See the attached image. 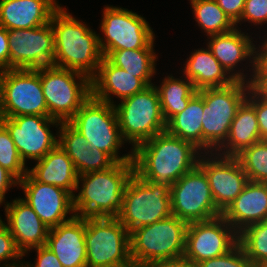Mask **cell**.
Returning a JSON list of instances; mask_svg holds the SVG:
<instances>
[{"label": "cell", "instance_id": "16", "mask_svg": "<svg viewBox=\"0 0 267 267\" xmlns=\"http://www.w3.org/2000/svg\"><path fill=\"white\" fill-rule=\"evenodd\" d=\"M9 69L53 66L54 32L51 23L35 28L8 30Z\"/></svg>", "mask_w": 267, "mask_h": 267}, {"label": "cell", "instance_id": "48", "mask_svg": "<svg viewBox=\"0 0 267 267\" xmlns=\"http://www.w3.org/2000/svg\"><path fill=\"white\" fill-rule=\"evenodd\" d=\"M0 267H30L29 265V262L28 261H24V260H21L17 263H14V264H10V265H7V266H0Z\"/></svg>", "mask_w": 267, "mask_h": 267}, {"label": "cell", "instance_id": "39", "mask_svg": "<svg viewBox=\"0 0 267 267\" xmlns=\"http://www.w3.org/2000/svg\"><path fill=\"white\" fill-rule=\"evenodd\" d=\"M246 100L255 108L261 140H267V99L252 87Z\"/></svg>", "mask_w": 267, "mask_h": 267}, {"label": "cell", "instance_id": "1", "mask_svg": "<svg viewBox=\"0 0 267 267\" xmlns=\"http://www.w3.org/2000/svg\"><path fill=\"white\" fill-rule=\"evenodd\" d=\"M201 154L192 143L164 131L133 150L134 174L171 186L198 164Z\"/></svg>", "mask_w": 267, "mask_h": 267}, {"label": "cell", "instance_id": "34", "mask_svg": "<svg viewBox=\"0 0 267 267\" xmlns=\"http://www.w3.org/2000/svg\"><path fill=\"white\" fill-rule=\"evenodd\" d=\"M249 181L267 183V140L244 148L235 156Z\"/></svg>", "mask_w": 267, "mask_h": 267}, {"label": "cell", "instance_id": "31", "mask_svg": "<svg viewBox=\"0 0 267 267\" xmlns=\"http://www.w3.org/2000/svg\"><path fill=\"white\" fill-rule=\"evenodd\" d=\"M189 1L194 19L206 36L227 33L236 27L215 0Z\"/></svg>", "mask_w": 267, "mask_h": 267}, {"label": "cell", "instance_id": "8", "mask_svg": "<svg viewBox=\"0 0 267 267\" xmlns=\"http://www.w3.org/2000/svg\"><path fill=\"white\" fill-rule=\"evenodd\" d=\"M188 223L176 216L142 226L130 233L132 262L148 264L183 257Z\"/></svg>", "mask_w": 267, "mask_h": 267}, {"label": "cell", "instance_id": "43", "mask_svg": "<svg viewBox=\"0 0 267 267\" xmlns=\"http://www.w3.org/2000/svg\"><path fill=\"white\" fill-rule=\"evenodd\" d=\"M18 182L19 181L10 172L0 165V205H5L7 203V201L5 202V195L10 188L15 186L18 189Z\"/></svg>", "mask_w": 267, "mask_h": 267}, {"label": "cell", "instance_id": "30", "mask_svg": "<svg viewBox=\"0 0 267 267\" xmlns=\"http://www.w3.org/2000/svg\"><path fill=\"white\" fill-rule=\"evenodd\" d=\"M180 78H175L170 74L162 79L159 86L155 85L166 123L176 114L184 111L190 99L198 92L190 80L182 76Z\"/></svg>", "mask_w": 267, "mask_h": 267}, {"label": "cell", "instance_id": "28", "mask_svg": "<svg viewBox=\"0 0 267 267\" xmlns=\"http://www.w3.org/2000/svg\"><path fill=\"white\" fill-rule=\"evenodd\" d=\"M204 100L197 92L186 109L176 114L166 125V131L175 137L192 143L202 152V115Z\"/></svg>", "mask_w": 267, "mask_h": 267}, {"label": "cell", "instance_id": "2", "mask_svg": "<svg viewBox=\"0 0 267 267\" xmlns=\"http://www.w3.org/2000/svg\"><path fill=\"white\" fill-rule=\"evenodd\" d=\"M50 23L55 42L53 66L76 71L92 79L104 57L98 33L62 6L52 14Z\"/></svg>", "mask_w": 267, "mask_h": 267}, {"label": "cell", "instance_id": "36", "mask_svg": "<svg viewBox=\"0 0 267 267\" xmlns=\"http://www.w3.org/2000/svg\"><path fill=\"white\" fill-rule=\"evenodd\" d=\"M195 267H253V265L238 243L226 254L199 262Z\"/></svg>", "mask_w": 267, "mask_h": 267}, {"label": "cell", "instance_id": "50", "mask_svg": "<svg viewBox=\"0 0 267 267\" xmlns=\"http://www.w3.org/2000/svg\"><path fill=\"white\" fill-rule=\"evenodd\" d=\"M258 62H264L267 65V53H258Z\"/></svg>", "mask_w": 267, "mask_h": 267}, {"label": "cell", "instance_id": "15", "mask_svg": "<svg viewBox=\"0 0 267 267\" xmlns=\"http://www.w3.org/2000/svg\"><path fill=\"white\" fill-rule=\"evenodd\" d=\"M60 124L56 119L40 115L5 117L3 121L25 164L43 158L58 145V132L53 134L50 127L59 128Z\"/></svg>", "mask_w": 267, "mask_h": 267}, {"label": "cell", "instance_id": "6", "mask_svg": "<svg viewBox=\"0 0 267 267\" xmlns=\"http://www.w3.org/2000/svg\"><path fill=\"white\" fill-rule=\"evenodd\" d=\"M121 136L134 150L139 144L166 131L160 97L154 85L114 105Z\"/></svg>", "mask_w": 267, "mask_h": 267}, {"label": "cell", "instance_id": "35", "mask_svg": "<svg viewBox=\"0 0 267 267\" xmlns=\"http://www.w3.org/2000/svg\"><path fill=\"white\" fill-rule=\"evenodd\" d=\"M0 165L20 181L28 171L7 128L0 126Z\"/></svg>", "mask_w": 267, "mask_h": 267}, {"label": "cell", "instance_id": "32", "mask_svg": "<svg viewBox=\"0 0 267 267\" xmlns=\"http://www.w3.org/2000/svg\"><path fill=\"white\" fill-rule=\"evenodd\" d=\"M238 243L253 267H267V220L244 228L238 233Z\"/></svg>", "mask_w": 267, "mask_h": 267}, {"label": "cell", "instance_id": "3", "mask_svg": "<svg viewBox=\"0 0 267 267\" xmlns=\"http://www.w3.org/2000/svg\"><path fill=\"white\" fill-rule=\"evenodd\" d=\"M133 173L134 162L125 161L116 162L107 170L79 175L75 190L79 193L73 196L75 215L84 218L118 217L126 184Z\"/></svg>", "mask_w": 267, "mask_h": 267}, {"label": "cell", "instance_id": "41", "mask_svg": "<svg viewBox=\"0 0 267 267\" xmlns=\"http://www.w3.org/2000/svg\"><path fill=\"white\" fill-rule=\"evenodd\" d=\"M31 250L36 251L37 258H35L33 264L30 261V267H63L56 255L46 245L30 249L24 254V257Z\"/></svg>", "mask_w": 267, "mask_h": 267}, {"label": "cell", "instance_id": "26", "mask_svg": "<svg viewBox=\"0 0 267 267\" xmlns=\"http://www.w3.org/2000/svg\"><path fill=\"white\" fill-rule=\"evenodd\" d=\"M184 64L183 76L190 80L195 89L224 87L236 80L223 68L207 47L191 52Z\"/></svg>", "mask_w": 267, "mask_h": 267}, {"label": "cell", "instance_id": "5", "mask_svg": "<svg viewBox=\"0 0 267 267\" xmlns=\"http://www.w3.org/2000/svg\"><path fill=\"white\" fill-rule=\"evenodd\" d=\"M69 123L85 137L90 149L97 147L115 162L133 161V150L120 155L119 150L126 142L120 133L114 105L91 95Z\"/></svg>", "mask_w": 267, "mask_h": 267}, {"label": "cell", "instance_id": "17", "mask_svg": "<svg viewBox=\"0 0 267 267\" xmlns=\"http://www.w3.org/2000/svg\"><path fill=\"white\" fill-rule=\"evenodd\" d=\"M241 31L239 27H235L227 33L209 36L207 37L209 40L207 39L206 45L213 56L235 80L253 84L258 65V47L253 43L254 38L251 35H248L246 31ZM244 61L247 62L245 63V70L249 67L250 75L243 69L244 64L242 62ZM246 64H248L247 67ZM238 65L243 67L241 68L242 70Z\"/></svg>", "mask_w": 267, "mask_h": 267}, {"label": "cell", "instance_id": "42", "mask_svg": "<svg viewBox=\"0 0 267 267\" xmlns=\"http://www.w3.org/2000/svg\"><path fill=\"white\" fill-rule=\"evenodd\" d=\"M225 14L236 24L244 9L245 0H215Z\"/></svg>", "mask_w": 267, "mask_h": 267}, {"label": "cell", "instance_id": "24", "mask_svg": "<svg viewBox=\"0 0 267 267\" xmlns=\"http://www.w3.org/2000/svg\"><path fill=\"white\" fill-rule=\"evenodd\" d=\"M59 7L56 0H0V26L13 30L46 25Z\"/></svg>", "mask_w": 267, "mask_h": 267}, {"label": "cell", "instance_id": "37", "mask_svg": "<svg viewBox=\"0 0 267 267\" xmlns=\"http://www.w3.org/2000/svg\"><path fill=\"white\" fill-rule=\"evenodd\" d=\"M1 218L2 217H0V266H7L21 261L24 255L17 248L10 230L7 228L5 221Z\"/></svg>", "mask_w": 267, "mask_h": 267}, {"label": "cell", "instance_id": "11", "mask_svg": "<svg viewBox=\"0 0 267 267\" xmlns=\"http://www.w3.org/2000/svg\"><path fill=\"white\" fill-rule=\"evenodd\" d=\"M100 31L99 45L103 55L107 51L135 50L155 47V34L147 20L132 10L123 7L105 6Z\"/></svg>", "mask_w": 267, "mask_h": 267}, {"label": "cell", "instance_id": "10", "mask_svg": "<svg viewBox=\"0 0 267 267\" xmlns=\"http://www.w3.org/2000/svg\"><path fill=\"white\" fill-rule=\"evenodd\" d=\"M40 79L48 116L60 122H69L91 96V79L79 72L46 66Z\"/></svg>", "mask_w": 267, "mask_h": 267}, {"label": "cell", "instance_id": "12", "mask_svg": "<svg viewBox=\"0 0 267 267\" xmlns=\"http://www.w3.org/2000/svg\"><path fill=\"white\" fill-rule=\"evenodd\" d=\"M171 213L186 223L207 221L221 215L208 178L197 164L170 186Z\"/></svg>", "mask_w": 267, "mask_h": 267}, {"label": "cell", "instance_id": "46", "mask_svg": "<svg viewBox=\"0 0 267 267\" xmlns=\"http://www.w3.org/2000/svg\"><path fill=\"white\" fill-rule=\"evenodd\" d=\"M147 265L148 267H194L184 256L175 259L158 260Z\"/></svg>", "mask_w": 267, "mask_h": 267}, {"label": "cell", "instance_id": "19", "mask_svg": "<svg viewBox=\"0 0 267 267\" xmlns=\"http://www.w3.org/2000/svg\"><path fill=\"white\" fill-rule=\"evenodd\" d=\"M18 187L25 194L22 199L49 228L56 227L75 216L73 195L67 190L38 182L28 172L18 182Z\"/></svg>", "mask_w": 267, "mask_h": 267}, {"label": "cell", "instance_id": "21", "mask_svg": "<svg viewBox=\"0 0 267 267\" xmlns=\"http://www.w3.org/2000/svg\"><path fill=\"white\" fill-rule=\"evenodd\" d=\"M46 246L63 267H87L85 218L75 215L72 219L50 228Z\"/></svg>", "mask_w": 267, "mask_h": 267}, {"label": "cell", "instance_id": "29", "mask_svg": "<svg viewBox=\"0 0 267 267\" xmlns=\"http://www.w3.org/2000/svg\"><path fill=\"white\" fill-rule=\"evenodd\" d=\"M157 55L154 48H143L107 51L103 56L113 65L133 74L134 77L140 78L147 86H151L154 85L152 78L156 75L157 70Z\"/></svg>", "mask_w": 267, "mask_h": 267}, {"label": "cell", "instance_id": "7", "mask_svg": "<svg viewBox=\"0 0 267 267\" xmlns=\"http://www.w3.org/2000/svg\"><path fill=\"white\" fill-rule=\"evenodd\" d=\"M171 215L170 185L139 179L133 173L126 184L123 207L117 217L127 231L131 233Z\"/></svg>", "mask_w": 267, "mask_h": 267}, {"label": "cell", "instance_id": "13", "mask_svg": "<svg viewBox=\"0 0 267 267\" xmlns=\"http://www.w3.org/2000/svg\"><path fill=\"white\" fill-rule=\"evenodd\" d=\"M0 86L5 117L48 116L40 68L0 71Z\"/></svg>", "mask_w": 267, "mask_h": 267}, {"label": "cell", "instance_id": "40", "mask_svg": "<svg viewBox=\"0 0 267 267\" xmlns=\"http://www.w3.org/2000/svg\"><path fill=\"white\" fill-rule=\"evenodd\" d=\"M116 162L105 152L95 149H86L84 161V174L92 171L107 170L112 167Z\"/></svg>", "mask_w": 267, "mask_h": 267}, {"label": "cell", "instance_id": "9", "mask_svg": "<svg viewBox=\"0 0 267 267\" xmlns=\"http://www.w3.org/2000/svg\"><path fill=\"white\" fill-rule=\"evenodd\" d=\"M87 267H122L132 262L130 233L117 217L85 218Z\"/></svg>", "mask_w": 267, "mask_h": 267}, {"label": "cell", "instance_id": "33", "mask_svg": "<svg viewBox=\"0 0 267 267\" xmlns=\"http://www.w3.org/2000/svg\"><path fill=\"white\" fill-rule=\"evenodd\" d=\"M57 130L58 145L72 159L78 175L84 174L86 149L90 148L88 141L69 122H61Z\"/></svg>", "mask_w": 267, "mask_h": 267}, {"label": "cell", "instance_id": "25", "mask_svg": "<svg viewBox=\"0 0 267 267\" xmlns=\"http://www.w3.org/2000/svg\"><path fill=\"white\" fill-rule=\"evenodd\" d=\"M36 162L27 171L36 181L61 187L74 196L79 175L72 159L59 145Z\"/></svg>", "mask_w": 267, "mask_h": 267}, {"label": "cell", "instance_id": "22", "mask_svg": "<svg viewBox=\"0 0 267 267\" xmlns=\"http://www.w3.org/2000/svg\"><path fill=\"white\" fill-rule=\"evenodd\" d=\"M146 87L140 78L113 65L106 57H103L97 73L91 79V95L111 105L117 104L112 96L123 100L142 92Z\"/></svg>", "mask_w": 267, "mask_h": 267}, {"label": "cell", "instance_id": "18", "mask_svg": "<svg viewBox=\"0 0 267 267\" xmlns=\"http://www.w3.org/2000/svg\"><path fill=\"white\" fill-rule=\"evenodd\" d=\"M198 165L204 170L216 207L223 212L249 181L239 160L233 156L202 153Z\"/></svg>", "mask_w": 267, "mask_h": 267}, {"label": "cell", "instance_id": "51", "mask_svg": "<svg viewBox=\"0 0 267 267\" xmlns=\"http://www.w3.org/2000/svg\"><path fill=\"white\" fill-rule=\"evenodd\" d=\"M122 267H148V265L147 264L131 262L130 264L122 266Z\"/></svg>", "mask_w": 267, "mask_h": 267}, {"label": "cell", "instance_id": "45", "mask_svg": "<svg viewBox=\"0 0 267 267\" xmlns=\"http://www.w3.org/2000/svg\"><path fill=\"white\" fill-rule=\"evenodd\" d=\"M9 69L8 30L0 26V71Z\"/></svg>", "mask_w": 267, "mask_h": 267}, {"label": "cell", "instance_id": "38", "mask_svg": "<svg viewBox=\"0 0 267 267\" xmlns=\"http://www.w3.org/2000/svg\"><path fill=\"white\" fill-rule=\"evenodd\" d=\"M243 21L255 26L260 25V28L267 24V0H245L241 19L235 26L238 28V24L241 25Z\"/></svg>", "mask_w": 267, "mask_h": 267}, {"label": "cell", "instance_id": "4", "mask_svg": "<svg viewBox=\"0 0 267 267\" xmlns=\"http://www.w3.org/2000/svg\"><path fill=\"white\" fill-rule=\"evenodd\" d=\"M252 87L248 82L236 80L228 86L198 90L204 100L202 153H213L225 142L237 110Z\"/></svg>", "mask_w": 267, "mask_h": 267}, {"label": "cell", "instance_id": "23", "mask_svg": "<svg viewBox=\"0 0 267 267\" xmlns=\"http://www.w3.org/2000/svg\"><path fill=\"white\" fill-rule=\"evenodd\" d=\"M221 216L237 233L250 224L267 220V183L248 181Z\"/></svg>", "mask_w": 267, "mask_h": 267}, {"label": "cell", "instance_id": "47", "mask_svg": "<svg viewBox=\"0 0 267 267\" xmlns=\"http://www.w3.org/2000/svg\"><path fill=\"white\" fill-rule=\"evenodd\" d=\"M267 35V33H266ZM265 40L261 39L262 42H260V44L262 45H259L258 44V53H267V36L265 37V35L263 36Z\"/></svg>", "mask_w": 267, "mask_h": 267}, {"label": "cell", "instance_id": "20", "mask_svg": "<svg viewBox=\"0 0 267 267\" xmlns=\"http://www.w3.org/2000/svg\"><path fill=\"white\" fill-rule=\"evenodd\" d=\"M5 222L17 248L24 255L30 249L46 245L50 228L22 198H15L3 206Z\"/></svg>", "mask_w": 267, "mask_h": 267}, {"label": "cell", "instance_id": "44", "mask_svg": "<svg viewBox=\"0 0 267 267\" xmlns=\"http://www.w3.org/2000/svg\"><path fill=\"white\" fill-rule=\"evenodd\" d=\"M253 88L267 99V65L264 62H258Z\"/></svg>", "mask_w": 267, "mask_h": 267}, {"label": "cell", "instance_id": "27", "mask_svg": "<svg viewBox=\"0 0 267 267\" xmlns=\"http://www.w3.org/2000/svg\"><path fill=\"white\" fill-rule=\"evenodd\" d=\"M259 141H261V135L255 108L245 100L237 110L227 139L215 153L235 157L244 148Z\"/></svg>", "mask_w": 267, "mask_h": 267}, {"label": "cell", "instance_id": "49", "mask_svg": "<svg viewBox=\"0 0 267 267\" xmlns=\"http://www.w3.org/2000/svg\"><path fill=\"white\" fill-rule=\"evenodd\" d=\"M4 119H5V115H4V111H3L1 86H0V126L3 125Z\"/></svg>", "mask_w": 267, "mask_h": 267}, {"label": "cell", "instance_id": "14", "mask_svg": "<svg viewBox=\"0 0 267 267\" xmlns=\"http://www.w3.org/2000/svg\"><path fill=\"white\" fill-rule=\"evenodd\" d=\"M237 244L238 233L220 215L188 224L183 256L195 267L199 262L226 254Z\"/></svg>", "mask_w": 267, "mask_h": 267}]
</instances>
